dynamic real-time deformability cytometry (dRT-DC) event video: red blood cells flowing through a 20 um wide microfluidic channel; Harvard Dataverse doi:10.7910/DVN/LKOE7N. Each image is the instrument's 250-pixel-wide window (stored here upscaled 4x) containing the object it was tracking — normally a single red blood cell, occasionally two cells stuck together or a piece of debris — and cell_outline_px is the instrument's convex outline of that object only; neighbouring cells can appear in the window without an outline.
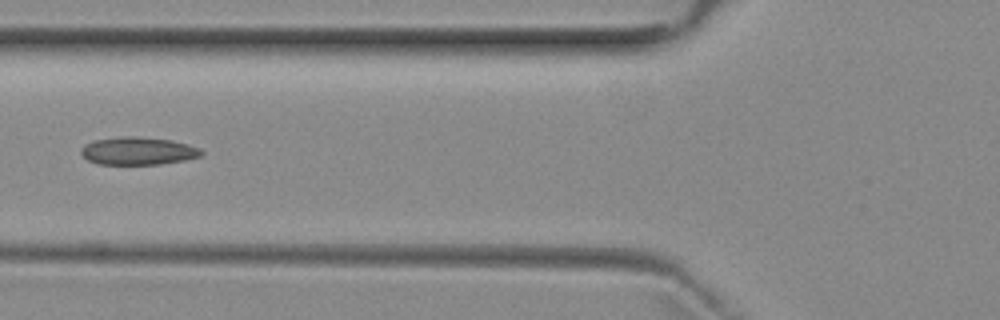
{"species": "common noctule bat (a hibernating species)", "species_latin": "Nyctalus noctula", "temperature_condition": "room temperature", "stored_images_in_passage": 5, "camera_frame_rate_fps": 3000, "um_per_image_px": 0.085, "animal": {"sex": "female", "body_mass_g": 29.2, "forearm_length_mm": 56.3}, "frame": {"image": 1, "passage_image": 5, "time_ms": 5.333, "image_size_px": [1000, 320], "cell_outline_px": [[204, 152], [200, 156], [184, 160], [160, 164], [96, 164], [88, 160], [80, 152], [80, 148], [84, 144], [92, 140], [128, 136], [136, 136], [172, 140], [188, 144], [200, 148]], "centroid_in_image_um": [11.72, 12.82], "position_along_channel_um": 114.1, "area_um2": 19.54}}